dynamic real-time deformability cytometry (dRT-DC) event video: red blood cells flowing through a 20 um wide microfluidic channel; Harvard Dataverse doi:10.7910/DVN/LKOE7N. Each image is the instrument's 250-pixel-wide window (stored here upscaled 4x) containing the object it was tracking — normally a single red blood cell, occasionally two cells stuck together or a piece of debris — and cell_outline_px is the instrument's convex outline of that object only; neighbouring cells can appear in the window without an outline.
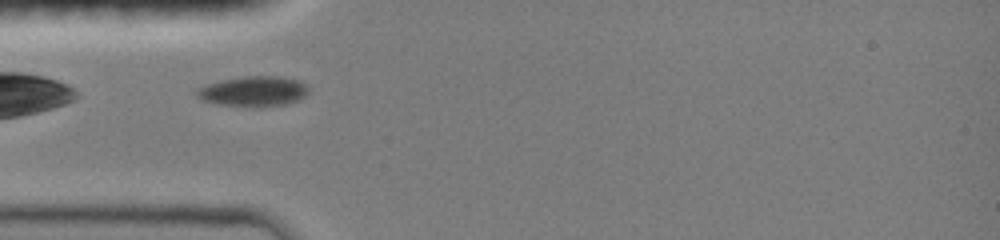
{"species": "common noctule bat (a hibernating species)", "species_latin": "Nyctalus noctula", "temperature_condition": "room temperature", "stored_images_in_passage": 35, "camera_frame_rate_fps": 3000, "um_per_image_px": 0.085, "animal": {"sex": "female", "body_mass_g": 19.0, "forearm_length_mm": 51.5}, "frame": {"image": 1, "passage_image": 2, "time_ms": 0.333, "image_size_px": [1000, 240], "cell_outline_px": [[308, 92], [304, 96], [296, 100], [284, 104], [260, 108], [252, 108], [220, 104], [204, 100], [196, 92], [200, 88], [208, 84], [220, 80], [244, 76], [280, 76], [300, 80], [308, 88]], "centroid_in_image_um": [21.59, 7.76], "position_along_channel_um": 63.4, "area_um2": 19.59}}
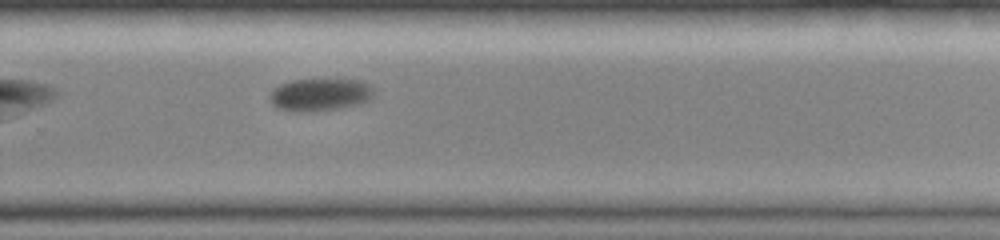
{"frame": {"image": 2, "passage_image": 21, "time_ms": 6.667, "image_size_px": [1000, 240], "cell_outline_px": [[372, 100], [360, 104], [336, 108], [304, 112], [300, 112], [276, 108], [268, 100], [268, 96], [280, 84], [292, 80], [360, 80], [368, 84], [372, 88]], "centroid_in_image_um": [27.18, 8.05], "position_along_channel_um": 302.6, "area_um2": 19.54}}
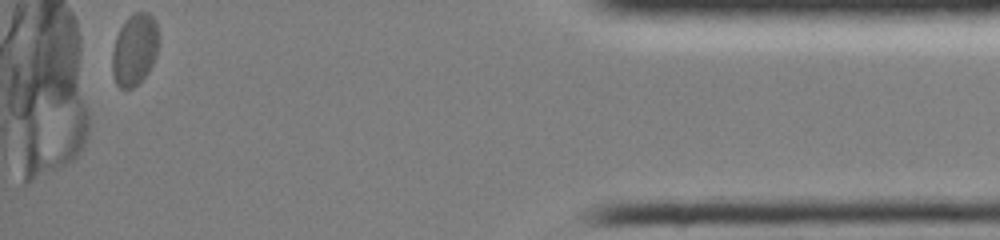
{"frame": {"image": 3, "passage_image": 35, "time_ms": 11.333, "image_size_px": [1000, 240], "cell_outline_px": [[160, 44], [156, 56], [148, 72], [132, 88], [120, 88], [116, 84], [112, 76], [112, 52], [116, 36], [124, 20], [128, 16], [136, 12], [148, 12], [156, 20], [160, 40]], "centroid_in_image_um": [11.46, 4.18], "position_along_channel_um": 423.7, "area_um2": 19.77}, "authors_computed_cell_mechanics": {"area_um2": 19.8254, "velocity_mm_per_s": 3.7853, "shape_relaxation_time_tau1_ms": 2.1033, "shape_relaxation_time_tau2_ms": null, "deformation_change_tau1": 0.0812, "deformation_change_tau2": null}}